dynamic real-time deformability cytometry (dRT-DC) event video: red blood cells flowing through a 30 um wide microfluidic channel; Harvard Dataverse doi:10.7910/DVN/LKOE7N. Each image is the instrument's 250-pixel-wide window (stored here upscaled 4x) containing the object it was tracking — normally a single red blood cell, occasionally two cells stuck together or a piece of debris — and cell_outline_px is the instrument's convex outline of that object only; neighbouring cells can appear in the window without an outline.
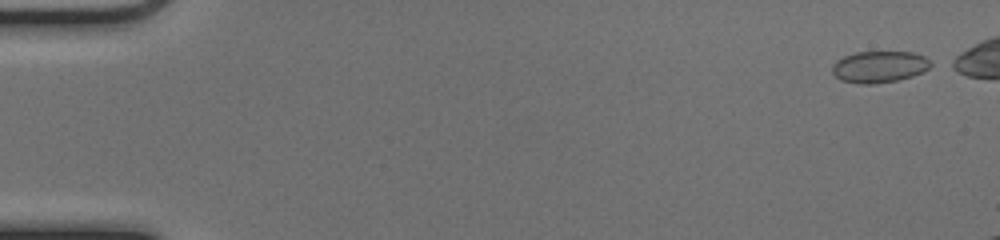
{"species": "common noctule bat (a hibernating species)", "species_latin": "Nyctalus noctula", "temperature_condition": "cold", "stored_images_in_passage": 15, "camera_frame_rate_fps": 3000, "um_per_image_px": 0.085, "animal": {"sex": "female", "body_mass_g": 17.0, "forearm_length_mm": 48.0}, "frame": {"image": 1, "passage_image": 2, "time_ms": 0.333, "image_size_px": [1000, 240], "cell_outline_px": [[936, 64], [912, 76], [896, 80], [872, 84], [860, 84], [840, 80], [832, 72], [832, 64], [836, 60], [844, 56], [856, 52], [912, 52], [924, 56]], "centroid_in_image_um": [74.73, 5.67], "position_along_channel_um": 10.3, "area_um2": 18.15}}